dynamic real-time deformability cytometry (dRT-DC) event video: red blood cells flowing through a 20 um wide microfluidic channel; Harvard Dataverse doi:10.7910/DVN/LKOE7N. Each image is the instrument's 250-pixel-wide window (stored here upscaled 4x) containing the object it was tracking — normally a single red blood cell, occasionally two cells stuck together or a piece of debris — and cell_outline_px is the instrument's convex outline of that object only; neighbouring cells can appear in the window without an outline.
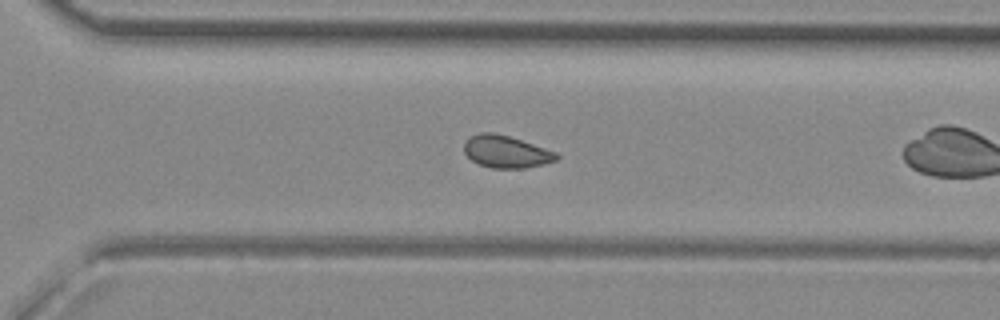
{"species": "common noctule bat (a hibernating species)", "species_latin": "Nyctalus noctula", "temperature_condition": "room temperature", "stored_images_in_passage": 38, "camera_frame_rate_fps": 3000, "um_per_image_px": 0.085, "animal": {"sex": "female", "body_mass_g": 29.2, "forearm_length_mm": 56.3}, "frame": {"image": 1, "passage_image": 22, "time_ms": 7.0, "image_size_px": [1000, 320], "cell_outline_px": [[560, 156], [556, 160], [544, 164], [524, 168], [492, 168], [480, 164], [472, 160], [464, 152], [464, 144], [472, 136], [480, 132], [492, 132], [508, 136], [556, 152]], "centroid_in_image_um": [43.02, 12.9], "position_along_channel_um": 327.6, "area_um2": 17.05}, "authors_computed_cell_mechanics": {"area_um2": 17.4556, "velocity_mm_per_s": 4.0758, "shape_relaxation_time_tau1_ms": null, "shape_relaxation_time_tau2_ms": 2.5459, "deformation_change_tau1": null, "deformation_change_tau2": 0.0494}}